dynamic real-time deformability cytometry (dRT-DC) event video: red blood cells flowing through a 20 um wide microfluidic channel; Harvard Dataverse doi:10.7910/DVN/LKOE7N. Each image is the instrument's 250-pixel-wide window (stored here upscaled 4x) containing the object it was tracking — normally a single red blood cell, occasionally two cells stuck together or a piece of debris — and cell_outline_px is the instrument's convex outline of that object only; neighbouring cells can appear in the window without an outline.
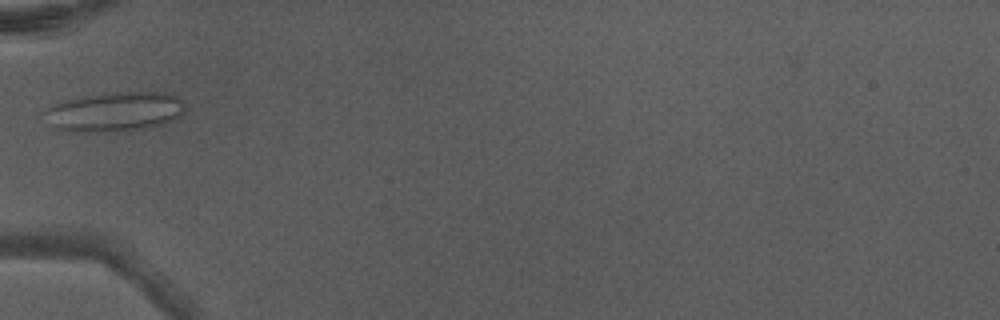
{"species": "Egyptian fruit bat (a non-hibernating species)", "species_latin": "Rousettus aegyptiacus", "temperature_condition": "warm", "stored_images_in_passage": 2, "camera_frame_rate_fps": 3000, "um_per_image_px": 0.085, "animal": {"sex": "male"}, "frame": {"image": 1, "passage_image": 1, "time_ms": 0.0, "image_size_px": [1000, 320], "cell_outline_px": [[184, 112], [180, 116], [164, 124], [144, 128], [116, 132], [68, 132], [52, 128], [44, 112], [44, 108], [52, 104], [68, 100], [92, 96], [124, 92], [168, 92], [176, 96], [184, 104]], "centroid_in_image_um": [9.74, 9.53], "position_along_channel_um": 75.3, "area_um2": 32.31}}